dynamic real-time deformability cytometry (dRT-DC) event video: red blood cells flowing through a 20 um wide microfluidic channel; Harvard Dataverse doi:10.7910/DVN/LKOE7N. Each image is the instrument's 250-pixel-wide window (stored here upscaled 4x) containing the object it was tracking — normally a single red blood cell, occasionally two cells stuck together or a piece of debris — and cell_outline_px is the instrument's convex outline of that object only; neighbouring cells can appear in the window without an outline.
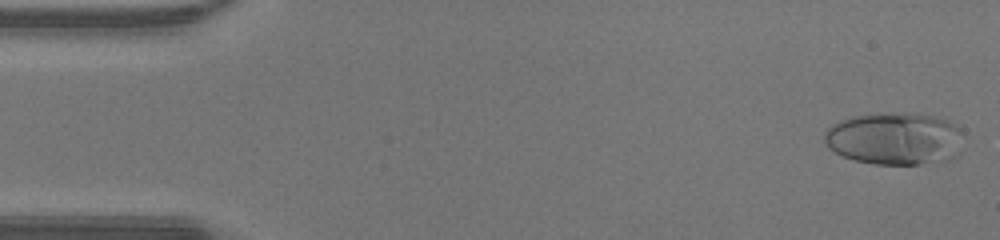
{"species": "human", "species_latin": "Homo sapiens", "temperature_condition": "warm", "stored_images_in_passage": 46, "camera_frame_rate_fps": 3000, "um_per_image_px": 0.085, "donor": {"sex": "male"}, "frame": {"image": 1, "passage_image": 1, "time_ms": 0.0, "image_size_px": [1000, 240], "cell_outline_px": [[964, 128], [956, 156], [948, 160], [920, 164], [876, 164], [856, 160], [844, 156], [828, 148], [824, 144], [824, 132], [832, 124], [840, 120], [852, 116], [904, 112], [912, 112], [936, 116], [948, 120]], "centroid_in_image_um": [76.07, 11.76], "position_along_channel_um": 8.9, "area_um2": 42.83}}
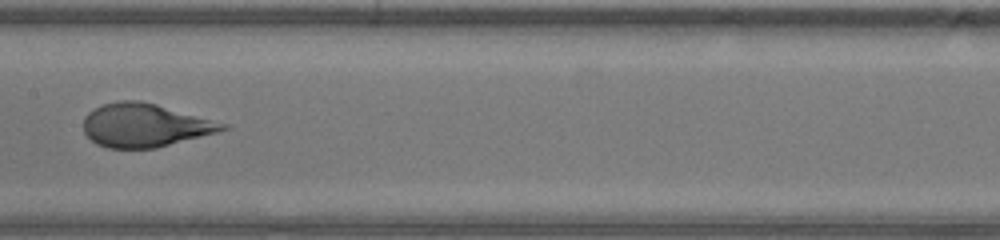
{"frame": {"image": 2, "passage_image": 23, "time_ms": 7.333, "image_size_px": [1000, 240], "cell_outline_px": [[232, 128], [156, 148], [108, 148], [96, 144], [84, 132], [84, 116], [88, 112], [104, 104], [116, 100], [140, 100], [156, 104], [228, 124]], "centroid_in_image_um": [12.31, 10.64], "position_along_channel_um": 195.1, "area_um2": 35.03}}
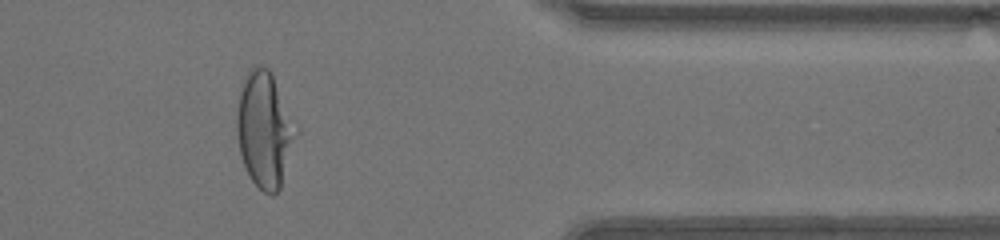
{"frame": {"image": 3, "passage_image": 38, "time_ms": 12.333, "image_size_px": [1000, 240], "cell_outline_px": [[292, 136], [280, 188], [272, 196], [264, 192], [252, 180], [244, 164], [240, 152], [236, 128], [236, 112], [240, 88], [244, 76], [248, 68], [256, 64], [264, 64], [272, 72], [292, 132]], "centroid_in_image_um": [22.33, 10.95], "position_along_channel_um": 389.1, "area_um2": 37.51}, "authors_computed_cell_mechanics": {"area_um2": 37.8301, "velocity_mm_per_s": 4.3525, "shape_relaxation_time_tau1_ms": 5.8874, "shape_relaxation_time_tau2_ms": null, "deformation_change_tau1": 0.3187, "deformation_change_tau2": null}}